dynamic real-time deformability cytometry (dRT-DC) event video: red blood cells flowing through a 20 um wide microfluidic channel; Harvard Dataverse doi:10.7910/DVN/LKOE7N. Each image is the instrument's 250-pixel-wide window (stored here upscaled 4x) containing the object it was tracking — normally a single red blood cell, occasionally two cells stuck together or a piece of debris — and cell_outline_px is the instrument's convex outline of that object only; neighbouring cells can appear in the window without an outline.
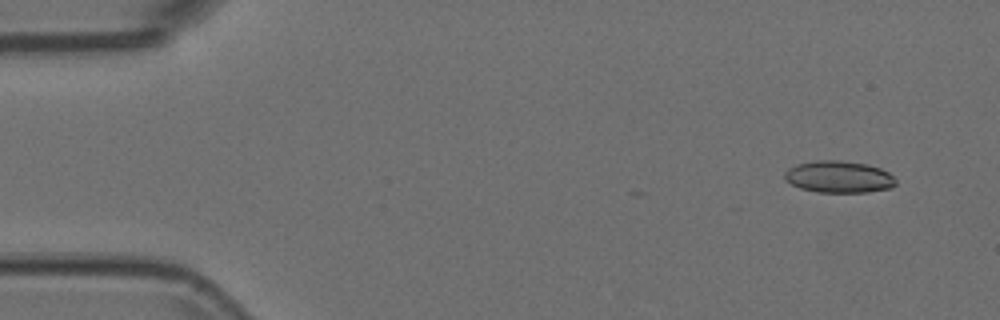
{"species": "Egyptian fruit bat (a non-hibernating species)", "species_latin": "Rousettus aegyptiacus", "temperature_condition": "room temperature", "stored_images_in_passage": 26, "camera_frame_rate_fps": 3000, "um_per_image_px": 0.085, "animal": {"sex": "female"}, "frame": {"image": 1, "passage_image": 4, "time_ms": 1.0, "image_size_px": [1000, 320], "cell_outline_px": [[896, 184], [892, 188], [868, 192], [816, 192], [800, 188], [784, 180], [784, 172], [788, 168], [796, 164], [816, 160], [840, 160], [868, 164], [880, 168], [888, 172], [896, 180]], "centroid_in_image_um": [71.29, 15.03], "position_along_channel_um": 13.7, "area_um2": 20.87}}
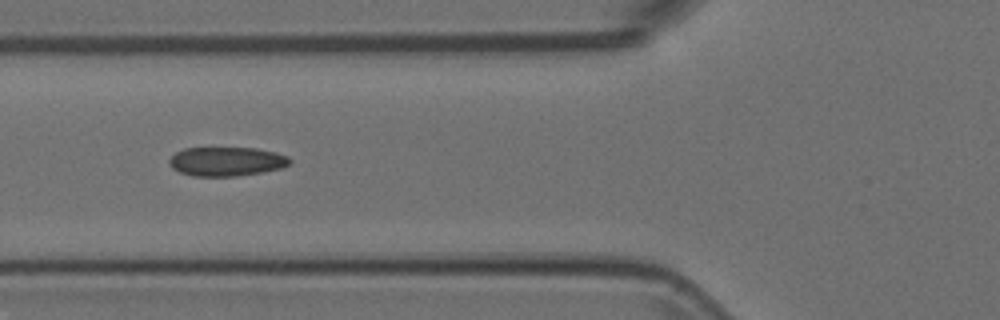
{"frame": {"image": 2, "passage_image": 20, "time_ms": 6.333, "image_size_px": [1000, 320], "cell_outline_px": [[292, 160], [288, 164], [280, 168], [260, 172], [236, 176], [192, 176], [180, 172], [172, 168], [168, 160], [176, 152], [184, 148], [256, 148], [276, 152], [288, 156]], "centroid_in_image_um": [19.24, 13.72], "position_along_channel_um": 106.6, "area_um2": 20.35}}
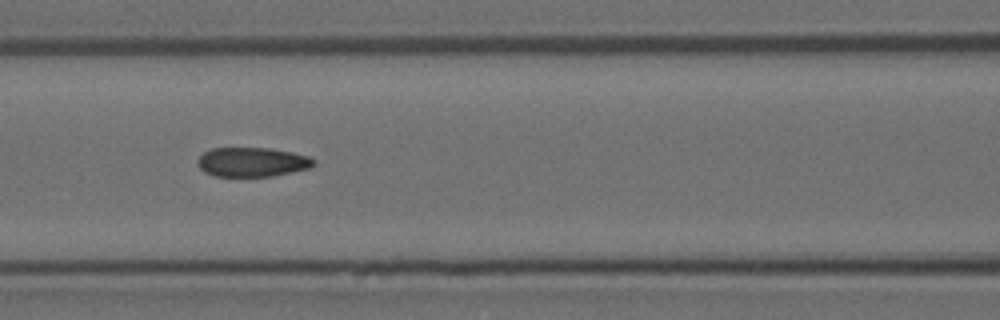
{"frame": {"image": 3, "passage_image": 23, "time_ms": 7.333, "image_size_px": [1000, 320], "cell_outline_px": [[316, 164], [312, 168], [272, 176], [216, 176], [204, 172], [196, 164], [196, 160], [204, 152], [212, 148], [268, 148], [292, 152], [308, 156], [316, 160]], "centroid_in_image_um": [21.45, 13.77], "position_along_channel_um": 145.2, "area_um2": 20.0}}